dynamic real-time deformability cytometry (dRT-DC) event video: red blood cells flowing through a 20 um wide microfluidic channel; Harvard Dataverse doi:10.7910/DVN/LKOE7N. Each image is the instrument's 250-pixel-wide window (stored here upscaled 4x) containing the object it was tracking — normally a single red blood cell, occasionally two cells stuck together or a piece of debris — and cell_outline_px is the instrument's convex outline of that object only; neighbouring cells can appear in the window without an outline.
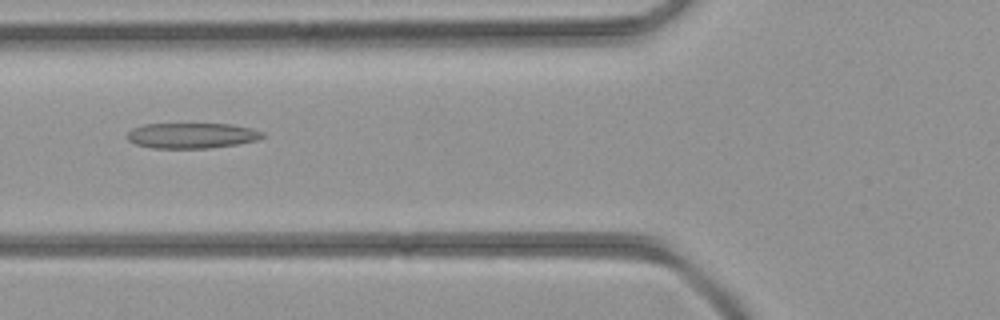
{"species": "common noctule bat (a hibernating species)", "species_latin": "Nyctalus noctula", "temperature_condition": "room temperature", "stored_images_in_passage": 42, "camera_frame_rate_fps": 3000, "um_per_image_px": 0.085, "animal": {"sex": "female", "body_mass_g": 21.9}, "frame": {"image": 1, "passage_image": 17, "time_ms": 5.333, "image_size_px": [1000, 320], "cell_outline_px": [[264, 136], [256, 140], [236, 144], [208, 148], [152, 148], [136, 144], [128, 140], [124, 136], [132, 128], [144, 124], [232, 124], [252, 128], [264, 132]], "centroid_in_image_um": [16.27, 11.52], "position_along_channel_um": 109.5, "area_um2": 20.11}}
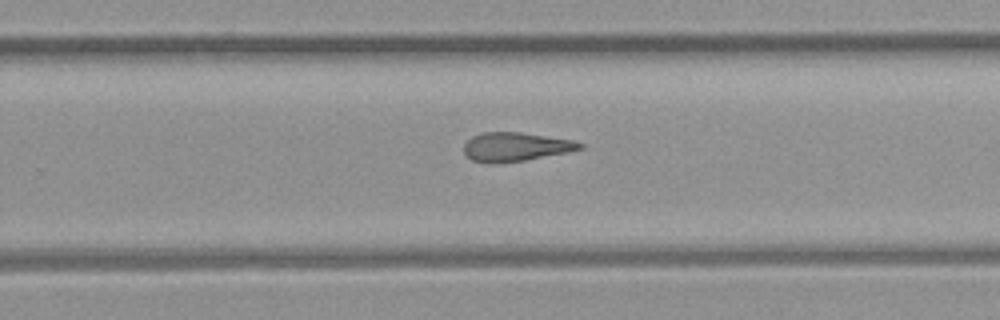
{"frame": {"image": 2, "passage_image": 28, "time_ms": 9.0, "image_size_px": [1000, 320], "cell_outline_px": [[584, 148], [568, 152], [524, 160], [496, 164], [488, 164], [472, 160], [464, 152], [464, 144], [472, 136], [484, 132], [520, 132], [572, 140], [584, 144]], "centroid_in_image_um": [43.81, 12.49], "position_along_channel_um": 286.0, "area_um2": 19.48}}
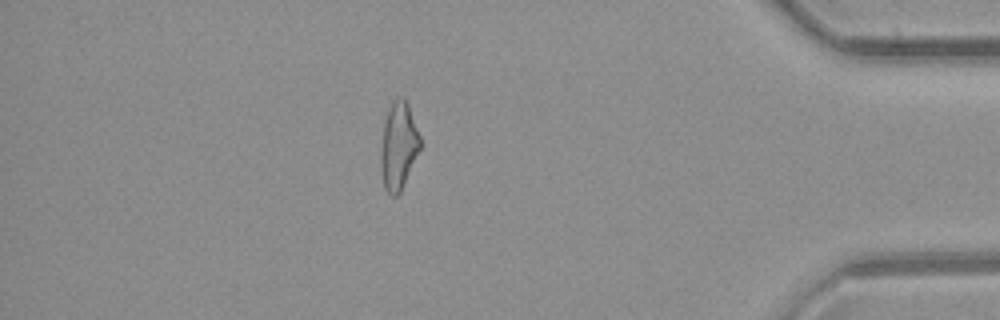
{"frame": {"image": 3, "passage_image": 38, "time_ms": 12.333, "image_size_px": [1000, 320], "cell_outline_px": [[420, 148], [400, 192], [396, 196], [392, 196], [384, 188], [380, 160], [380, 152], [384, 124], [388, 112], [392, 104], [400, 96], [404, 96], [408, 104], [420, 136]], "centroid_in_image_um": [33.87, 12.41], "position_along_channel_um": 401.3, "area_um2": 19.59}}